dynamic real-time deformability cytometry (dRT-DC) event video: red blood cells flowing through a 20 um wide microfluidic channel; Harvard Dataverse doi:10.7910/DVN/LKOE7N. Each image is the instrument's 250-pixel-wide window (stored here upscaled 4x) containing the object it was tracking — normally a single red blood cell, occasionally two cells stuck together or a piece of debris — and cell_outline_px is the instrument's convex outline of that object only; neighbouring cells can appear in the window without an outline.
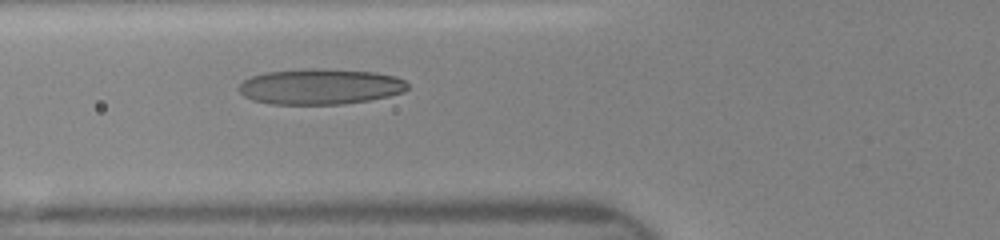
{"species": "human", "species_latin": "Homo sapiens", "temperature_condition": "room temperature", "stored_images_in_passage": 6, "camera_frame_rate_fps": 3000, "um_per_image_px": 0.085, "donor": {"sex": "female"}, "frame": {"image": 1, "passage_image": 6, "time_ms": 3.667, "image_size_px": [1000, 240], "cell_outline_px": [[408, 88], [404, 92], [388, 96], [368, 100], [340, 104], [272, 104], [252, 100], [244, 96], [240, 92], [240, 84], [244, 80], [252, 76], [264, 72], [312, 68], [324, 68], [376, 72], [396, 76], [404, 80], [408, 84]], "centroid_in_image_um": [27.24, 7.35], "position_along_channel_um": 98.6, "area_um2": 35.14}}